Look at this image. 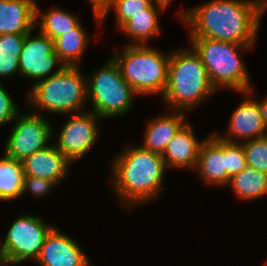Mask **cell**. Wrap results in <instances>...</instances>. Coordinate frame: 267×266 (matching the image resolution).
<instances>
[{
    "label": "cell",
    "mask_w": 267,
    "mask_h": 266,
    "mask_svg": "<svg viewBox=\"0 0 267 266\" xmlns=\"http://www.w3.org/2000/svg\"><path fill=\"white\" fill-rule=\"evenodd\" d=\"M235 196L242 200L262 198L267 195V173L247 165L240 173L230 178L227 184Z\"/></svg>",
    "instance_id": "cell-21"
},
{
    "label": "cell",
    "mask_w": 267,
    "mask_h": 266,
    "mask_svg": "<svg viewBox=\"0 0 267 266\" xmlns=\"http://www.w3.org/2000/svg\"><path fill=\"white\" fill-rule=\"evenodd\" d=\"M184 111L173 110L148 122L142 148L162 155L166 146L186 123Z\"/></svg>",
    "instance_id": "cell-18"
},
{
    "label": "cell",
    "mask_w": 267,
    "mask_h": 266,
    "mask_svg": "<svg viewBox=\"0 0 267 266\" xmlns=\"http://www.w3.org/2000/svg\"><path fill=\"white\" fill-rule=\"evenodd\" d=\"M33 32L34 30L25 36L19 57V74L37 83L58 74L66 66L54 51V41L40 31L36 37H32ZM58 63L61 65L51 74Z\"/></svg>",
    "instance_id": "cell-11"
},
{
    "label": "cell",
    "mask_w": 267,
    "mask_h": 266,
    "mask_svg": "<svg viewBox=\"0 0 267 266\" xmlns=\"http://www.w3.org/2000/svg\"><path fill=\"white\" fill-rule=\"evenodd\" d=\"M157 0H108L100 9H93L96 23L102 25L110 8L116 13L118 29L138 13H146Z\"/></svg>",
    "instance_id": "cell-24"
},
{
    "label": "cell",
    "mask_w": 267,
    "mask_h": 266,
    "mask_svg": "<svg viewBox=\"0 0 267 266\" xmlns=\"http://www.w3.org/2000/svg\"><path fill=\"white\" fill-rule=\"evenodd\" d=\"M92 9H100L108 0H88Z\"/></svg>",
    "instance_id": "cell-31"
},
{
    "label": "cell",
    "mask_w": 267,
    "mask_h": 266,
    "mask_svg": "<svg viewBox=\"0 0 267 266\" xmlns=\"http://www.w3.org/2000/svg\"><path fill=\"white\" fill-rule=\"evenodd\" d=\"M163 2H166L167 4H170V2H172V0H161Z\"/></svg>",
    "instance_id": "cell-33"
},
{
    "label": "cell",
    "mask_w": 267,
    "mask_h": 266,
    "mask_svg": "<svg viewBox=\"0 0 267 266\" xmlns=\"http://www.w3.org/2000/svg\"><path fill=\"white\" fill-rule=\"evenodd\" d=\"M100 119L93 111L70 114L58 135L56 148L71 163L78 161L97 142Z\"/></svg>",
    "instance_id": "cell-10"
},
{
    "label": "cell",
    "mask_w": 267,
    "mask_h": 266,
    "mask_svg": "<svg viewBox=\"0 0 267 266\" xmlns=\"http://www.w3.org/2000/svg\"><path fill=\"white\" fill-rule=\"evenodd\" d=\"M26 35H0V79L19 74V57Z\"/></svg>",
    "instance_id": "cell-25"
},
{
    "label": "cell",
    "mask_w": 267,
    "mask_h": 266,
    "mask_svg": "<svg viewBox=\"0 0 267 266\" xmlns=\"http://www.w3.org/2000/svg\"><path fill=\"white\" fill-rule=\"evenodd\" d=\"M11 94L0 83V127L7 123L14 122L15 118L20 114Z\"/></svg>",
    "instance_id": "cell-28"
},
{
    "label": "cell",
    "mask_w": 267,
    "mask_h": 266,
    "mask_svg": "<svg viewBox=\"0 0 267 266\" xmlns=\"http://www.w3.org/2000/svg\"><path fill=\"white\" fill-rule=\"evenodd\" d=\"M53 227L31 214L13 220L0 245L6 265L15 266L28 259L36 261L45 237Z\"/></svg>",
    "instance_id": "cell-8"
},
{
    "label": "cell",
    "mask_w": 267,
    "mask_h": 266,
    "mask_svg": "<svg viewBox=\"0 0 267 266\" xmlns=\"http://www.w3.org/2000/svg\"><path fill=\"white\" fill-rule=\"evenodd\" d=\"M37 0H0V35H26L36 29Z\"/></svg>",
    "instance_id": "cell-17"
},
{
    "label": "cell",
    "mask_w": 267,
    "mask_h": 266,
    "mask_svg": "<svg viewBox=\"0 0 267 266\" xmlns=\"http://www.w3.org/2000/svg\"><path fill=\"white\" fill-rule=\"evenodd\" d=\"M82 26L80 22L74 29L53 40L54 51L65 66L78 67V61L85 52L89 35Z\"/></svg>",
    "instance_id": "cell-20"
},
{
    "label": "cell",
    "mask_w": 267,
    "mask_h": 266,
    "mask_svg": "<svg viewBox=\"0 0 267 266\" xmlns=\"http://www.w3.org/2000/svg\"><path fill=\"white\" fill-rule=\"evenodd\" d=\"M111 164L114 193L125 206L143 205L159 197L167 169L160 154L130 144Z\"/></svg>",
    "instance_id": "cell-2"
},
{
    "label": "cell",
    "mask_w": 267,
    "mask_h": 266,
    "mask_svg": "<svg viewBox=\"0 0 267 266\" xmlns=\"http://www.w3.org/2000/svg\"><path fill=\"white\" fill-rule=\"evenodd\" d=\"M246 155L247 165L267 173V135L241 143Z\"/></svg>",
    "instance_id": "cell-26"
},
{
    "label": "cell",
    "mask_w": 267,
    "mask_h": 266,
    "mask_svg": "<svg viewBox=\"0 0 267 266\" xmlns=\"http://www.w3.org/2000/svg\"><path fill=\"white\" fill-rule=\"evenodd\" d=\"M196 170L205 183L212 185H227V142L210 134L199 149Z\"/></svg>",
    "instance_id": "cell-14"
},
{
    "label": "cell",
    "mask_w": 267,
    "mask_h": 266,
    "mask_svg": "<svg viewBox=\"0 0 267 266\" xmlns=\"http://www.w3.org/2000/svg\"><path fill=\"white\" fill-rule=\"evenodd\" d=\"M258 102H259L260 113H261L263 122L267 126V96L263 100L258 101Z\"/></svg>",
    "instance_id": "cell-30"
},
{
    "label": "cell",
    "mask_w": 267,
    "mask_h": 266,
    "mask_svg": "<svg viewBox=\"0 0 267 266\" xmlns=\"http://www.w3.org/2000/svg\"><path fill=\"white\" fill-rule=\"evenodd\" d=\"M89 258L77 241L54 226L46 235L36 261L41 266H92Z\"/></svg>",
    "instance_id": "cell-13"
},
{
    "label": "cell",
    "mask_w": 267,
    "mask_h": 266,
    "mask_svg": "<svg viewBox=\"0 0 267 266\" xmlns=\"http://www.w3.org/2000/svg\"><path fill=\"white\" fill-rule=\"evenodd\" d=\"M169 54L147 45L128 44L113 56L123 79L138 95H163L168 79Z\"/></svg>",
    "instance_id": "cell-6"
},
{
    "label": "cell",
    "mask_w": 267,
    "mask_h": 266,
    "mask_svg": "<svg viewBox=\"0 0 267 266\" xmlns=\"http://www.w3.org/2000/svg\"><path fill=\"white\" fill-rule=\"evenodd\" d=\"M83 74L79 66H66L58 74L34 83L27 93L26 106L66 116L86 111L87 86Z\"/></svg>",
    "instance_id": "cell-5"
},
{
    "label": "cell",
    "mask_w": 267,
    "mask_h": 266,
    "mask_svg": "<svg viewBox=\"0 0 267 266\" xmlns=\"http://www.w3.org/2000/svg\"><path fill=\"white\" fill-rule=\"evenodd\" d=\"M167 6L169 5L166 2L157 0L149 9H146V13H138L119 28L133 40L130 45H146L147 41L159 35V12L165 11Z\"/></svg>",
    "instance_id": "cell-19"
},
{
    "label": "cell",
    "mask_w": 267,
    "mask_h": 266,
    "mask_svg": "<svg viewBox=\"0 0 267 266\" xmlns=\"http://www.w3.org/2000/svg\"><path fill=\"white\" fill-rule=\"evenodd\" d=\"M56 185L58 184L48 179L35 176H25L22 187V195L23 193L30 191L34 196L42 197L49 193V191H51Z\"/></svg>",
    "instance_id": "cell-29"
},
{
    "label": "cell",
    "mask_w": 267,
    "mask_h": 266,
    "mask_svg": "<svg viewBox=\"0 0 267 266\" xmlns=\"http://www.w3.org/2000/svg\"><path fill=\"white\" fill-rule=\"evenodd\" d=\"M267 0H211L180 13L189 38H207L253 45Z\"/></svg>",
    "instance_id": "cell-1"
},
{
    "label": "cell",
    "mask_w": 267,
    "mask_h": 266,
    "mask_svg": "<svg viewBox=\"0 0 267 266\" xmlns=\"http://www.w3.org/2000/svg\"><path fill=\"white\" fill-rule=\"evenodd\" d=\"M247 99L240 102L232 112L227 135L217 137L226 142L242 143L247 140L261 138L267 135V126L263 122L258 100L249 96L253 94L252 88L245 93ZM241 140V142H240Z\"/></svg>",
    "instance_id": "cell-12"
},
{
    "label": "cell",
    "mask_w": 267,
    "mask_h": 266,
    "mask_svg": "<svg viewBox=\"0 0 267 266\" xmlns=\"http://www.w3.org/2000/svg\"><path fill=\"white\" fill-rule=\"evenodd\" d=\"M0 266H7L5 263L1 248H0Z\"/></svg>",
    "instance_id": "cell-32"
},
{
    "label": "cell",
    "mask_w": 267,
    "mask_h": 266,
    "mask_svg": "<svg viewBox=\"0 0 267 266\" xmlns=\"http://www.w3.org/2000/svg\"><path fill=\"white\" fill-rule=\"evenodd\" d=\"M194 133L193 126L186 122L174 135L161 155L166 168L195 169L203 140Z\"/></svg>",
    "instance_id": "cell-16"
},
{
    "label": "cell",
    "mask_w": 267,
    "mask_h": 266,
    "mask_svg": "<svg viewBox=\"0 0 267 266\" xmlns=\"http://www.w3.org/2000/svg\"><path fill=\"white\" fill-rule=\"evenodd\" d=\"M3 153L18 161L47 147L53 136L52 124L36 112L19 114L14 120Z\"/></svg>",
    "instance_id": "cell-9"
},
{
    "label": "cell",
    "mask_w": 267,
    "mask_h": 266,
    "mask_svg": "<svg viewBox=\"0 0 267 266\" xmlns=\"http://www.w3.org/2000/svg\"><path fill=\"white\" fill-rule=\"evenodd\" d=\"M189 42L200 56L216 91L229 87L245 93L252 88L249 72L239 53L253 45H239L207 38H190Z\"/></svg>",
    "instance_id": "cell-4"
},
{
    "label": "cell",
    "mask_w": 267,
    "mask_h": 266,
    "mask_svg": "<svg viewBox=\"0 0 267 266\" xmlns=\"http://www.w3.org/2000/svg\"><path fill=\"white\" fill-rule=\"evenodd\" d=\"M100 69L86 76L87 99L101 120L126 114L138 94L123 79L118 65L111 58ZM103 118V119H102Z\"/></svg>",
    "instance_id": "cell-7"
},
{
    "label": "cell",
    "mask_w": 267,
    "mask_h": 266,
    "mask_svg": "<svg viewBox=\"0 0 267 266\" xmlns=\"http://www.w3.org/2000/svg\"><path fill=\"white\" fill-rule=\"evenodd\" d=\"M40 12L39 6L36 4V25L40 24L39 31L51 40L64 35L80 23L77 16L58 7H53L43 15Z\"/></svg>",
    "instance_id": "cell-23"
},
{
    "label": "cell",
    "mask_w": 267,
    "mask_h": 266,
    "mask_svg": "<svg viewBox=\"0 0 267 266\" xmlns=\"http://www.w3.org/2000/svg\"><path fill=\"white\" fill-rule=\"evenodd\" d=\"M25 176H35L60 184L68 174L71 162L54 144L34 152L22 160Z\"/></svg>",
    "instance_id": "cell-15"
},
{
    "label": "cell",
    "mask_w": 267,
    "mask_h": 266,
    "mask_svg": "<svg viewBox=\"0 0 267 266\" xmlns=\"http://www.w3.org/2000/svg\"><path fill=\"white\" fill-rule=\"evenodd\" d=\"M24 177L22 161L3 153L0 158V201L15 200L22 196Z\"/></svg>",
    "instance_id": "cell-22"
},
{
    "label": "cell",
    "mask_w": 267,
    "mask_h": 266,
    "mask_svg": "<svg viewBox=\"0 0 267 266\" xmlns=\"http://www.w3.org/2000/svg\"><path fill=\"white\" fill-rule=\"evenodd\" d=\"M215 91L207 69L192 47L170 53L167 86L161 97L170 110L189 112Z\"/></svg>",
    "instance_id": "cell-3"
},
{
    "label": "cell",
    "mask_w": 267,
    "mask_h": 266,
    "mask_svg": "<svg viewBox=\"0 0 267 266\" xmlns=\"http://www.w3.org/2000/svg\"><path fill=\"white\" fill-rule=\"evenodd\" d=\"M247 167L246 155L241 143L227 142V184L234 175Z\"/></svg>",
    "instance_id": "cell-27"
}]
</instances>
